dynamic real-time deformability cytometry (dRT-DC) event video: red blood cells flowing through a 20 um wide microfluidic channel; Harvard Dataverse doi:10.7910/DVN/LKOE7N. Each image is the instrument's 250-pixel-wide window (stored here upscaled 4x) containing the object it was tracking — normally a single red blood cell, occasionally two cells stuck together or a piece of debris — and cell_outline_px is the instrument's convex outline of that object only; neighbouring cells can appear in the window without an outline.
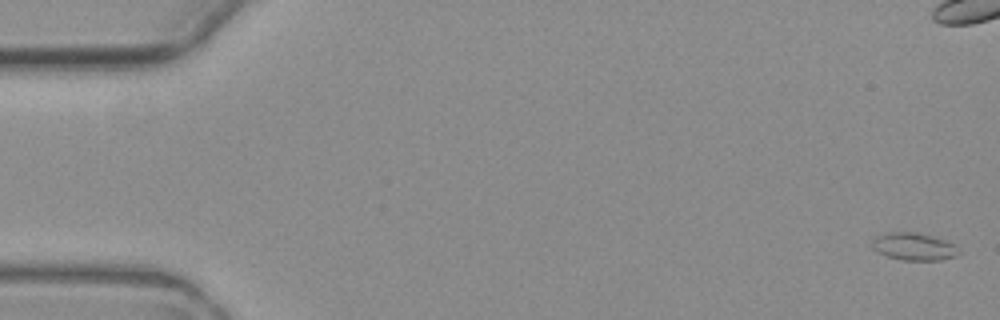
{"species": "common noctule bat (a hibernating species)", "species_latin": "Nyctalus noctula", "temperature_condition": "warm", "stored_images_in_passage": 7, "camera_frame_rate_fps": 3000, "um_per_image_px": 0.085, "animal": {"sex": "female", "body_mass_g": 19.3, "forearm_length_mm": 54.1}, "frame": {"image": 1, "passage_image": 1, "time_ms": 0.0, "image_size_px": [1000, 320], "cell_outline_px": [[960, 252], [956, 256], [940, 260], [900, 260], [888, 256], [872, 248], [872, 240], [876, 236], [884, 232], [916, 232], [932, 236], [956, 244], [960, 248]], "centroid_in_image_um": [77.7, 20.95], "position_along_channel_um": 7.3, "area_um2": 13.99}}
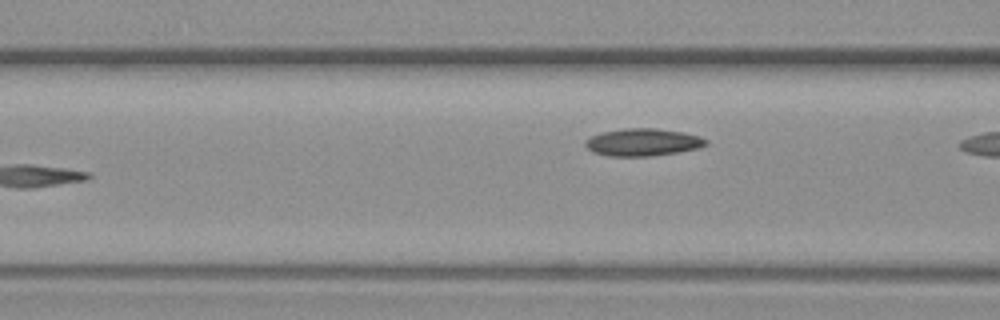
{"frame": {"image": 2, "passage_image": 7, "time_ms": 8.333, "image_size_px": [1000, 320], "cell_outline_px": [[708, 144], [700, 148], [680, 152], [652, 156], [608, 156], [592, 152], [584, 144], [584, 140], [600, 132], [624, 128], [656, 128], [684, 132], [700, 136], [708, 140]], "centroid_in_image_um": [54.66, 12.09], "position_along_channel_um": 111.9, "area_um2": 19.59}}